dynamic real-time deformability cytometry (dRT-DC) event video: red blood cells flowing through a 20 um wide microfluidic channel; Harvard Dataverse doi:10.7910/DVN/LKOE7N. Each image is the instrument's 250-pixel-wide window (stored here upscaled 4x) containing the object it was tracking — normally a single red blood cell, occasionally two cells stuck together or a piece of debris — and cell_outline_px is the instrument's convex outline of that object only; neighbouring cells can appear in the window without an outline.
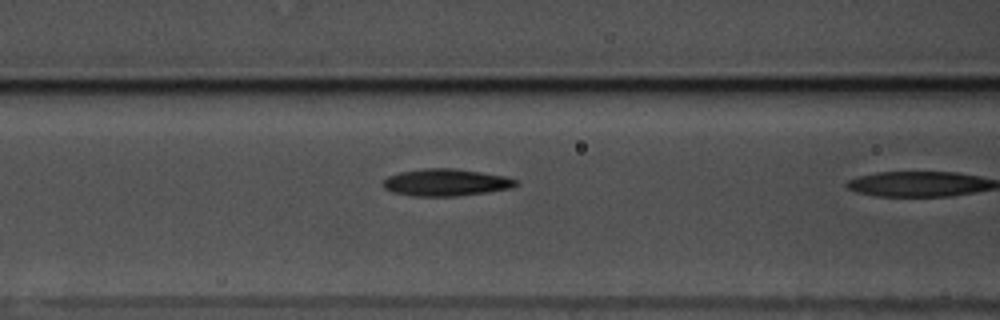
{"species": "common noctule bat (a hibernating species)", "species_latin": "Nyctalus noctula", "temperature_condition": "warm", "stored_images_in_passage": 20, "camera_frame_rate_fps": 3000, "um_per_image_px": 0.085, "animal": {"sex": "male", "body_mass_g": 17.5, "forearm_length_mm": 52.3}, "frame": {"image": 1, "passage_image": 19, "time_ms": 6.0, "image_size_px": [1000, 320], "cell_outline_px": [[520, 184], [512, 188], [488, 192], [456, 196], [412, 196], [392, 192], [384, 188], [384, 180], [388, 176], [400, 172], [424, 168], [452, 168], [480, 172], [504, 176], [516, 180]], "centroid_in_image_um": [37.91, 15.51], "position_along_channel_um": 128.7, "area_um2": 20.92}}